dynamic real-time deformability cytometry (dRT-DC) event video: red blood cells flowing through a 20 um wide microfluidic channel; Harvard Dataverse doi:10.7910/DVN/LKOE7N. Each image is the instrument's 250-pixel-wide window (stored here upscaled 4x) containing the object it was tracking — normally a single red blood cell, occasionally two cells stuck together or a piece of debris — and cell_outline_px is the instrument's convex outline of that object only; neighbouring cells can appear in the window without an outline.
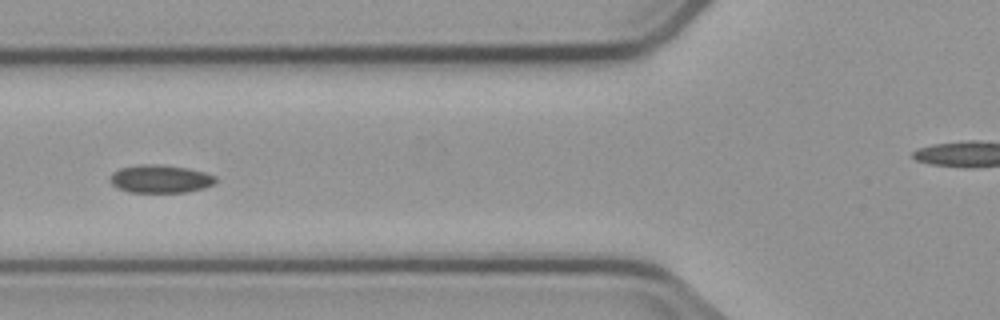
{"species": "common noctule bat (a hibernating species)", "species_latin": "Nyctalus noctula", "temperature_condition": "cold", "stored_images_in_passage": 2, "camera_frame_rate_fps": 3000, "um_per_image_px": 0.085, "animal": {"sex": "male", "body_mass_g": 23.1, "forearm_length_mm": 52.7}, "frame": {"image": 1, "passage_image": 2, "time_ms": 1.333, "image_size_px": [1000, 320], "cell_outline_px": [[216, 184], [204, 188], [188, 192], [128, 192], [116, 188], [108, 180], [112, 172], [120, 168], [140, 164], [148, 164], [184, 168], [204, 172], [216, 176]], "centroid_in_image_um": [13.6, 15.22], "position_along_channel_um": 112.2, "area_um2": 17.22}}